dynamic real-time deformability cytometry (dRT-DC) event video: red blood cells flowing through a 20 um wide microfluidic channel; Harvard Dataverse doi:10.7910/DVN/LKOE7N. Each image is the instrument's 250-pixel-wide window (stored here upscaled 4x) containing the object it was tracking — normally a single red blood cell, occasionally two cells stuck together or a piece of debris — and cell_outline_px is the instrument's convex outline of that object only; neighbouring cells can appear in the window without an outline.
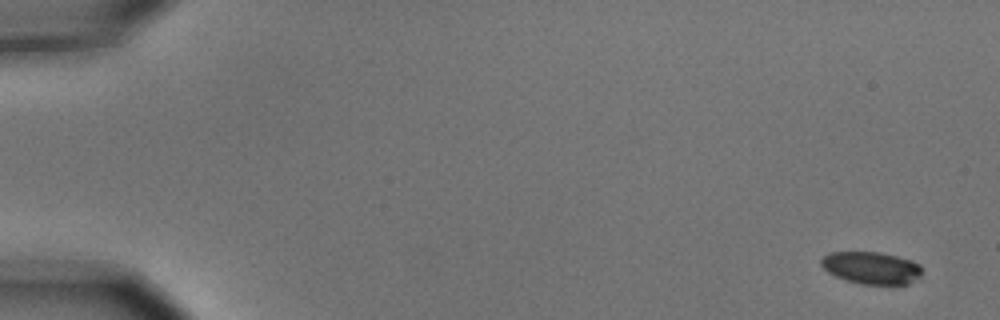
{"species": "common noctule bat (a hibernating species)", "species_latin": "Nyctalus noctula", "temperature_condition": "cold", "stored_images_in_passage": 8, "camera_frame_rate_fps": 3000, "um_per_image_px": 0.085, "animal": {"sex": "male", "body_mass_g": 15.6}, "frame": {"image": 1, "passage_image": 1, "time_ms": 0.0, "image_size_px": [1000, 320], "cell_outline_px": [[920, 276], [908, 284], [860, 284], [844, 280], [828, 272], [820, 264], [820, 260], [828, 252], [880, 252], [912, 260], [920, 264]], "centroid_in_image_um": [74.04, 22.76], "position_along_channel_um": 11.0, "area_um2": 18.96}}
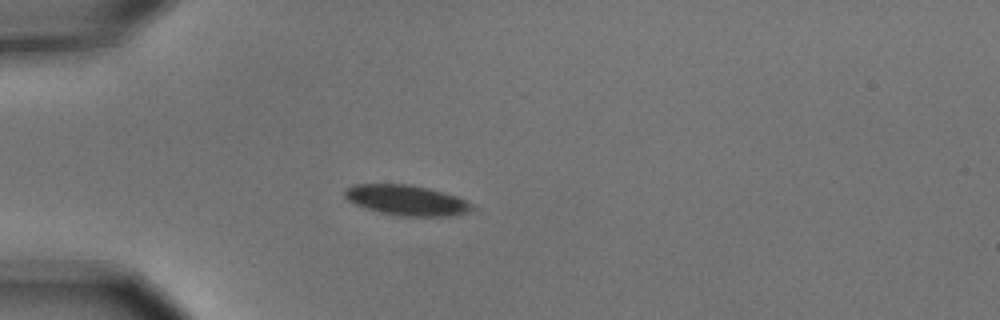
{"frame": {"image": 2, "passage_image": 5, "time_ms": 1.333, "image_size_px": [1000, 320], "cell_outline_px": [[480, 208], [476, 212], [452, 216], [400, 216], [380, 212], [364, 208], [348, 200], [344, 196], [344, 188], [356, 184], [408, 184], [428, 188], [456, 196]], "centroid_in_image_um": [34.63, 17.03], "position_along_channel_um": 50.4, "area_um2": 22.83}}
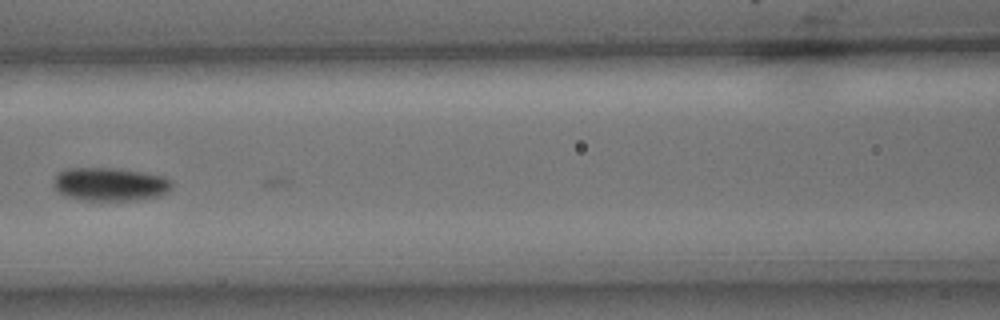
{"frame": {"image": 3, "passage_image": 8, "time_ms": 2.333, "image_size_px": [1000, 320], "cell_outline_px": [[172, 188], [168, 192], [160, 196], [136, 200], [100, 204], [64, 196], [56, 192], [52, 184], [56, 176], [64, 168], [116, 168], [164, 176], [172, 180]], "centroid_in_image_um": [9.33, 15.71], "position_along_channel_um": 157.3, "area_um2": 24.04}}